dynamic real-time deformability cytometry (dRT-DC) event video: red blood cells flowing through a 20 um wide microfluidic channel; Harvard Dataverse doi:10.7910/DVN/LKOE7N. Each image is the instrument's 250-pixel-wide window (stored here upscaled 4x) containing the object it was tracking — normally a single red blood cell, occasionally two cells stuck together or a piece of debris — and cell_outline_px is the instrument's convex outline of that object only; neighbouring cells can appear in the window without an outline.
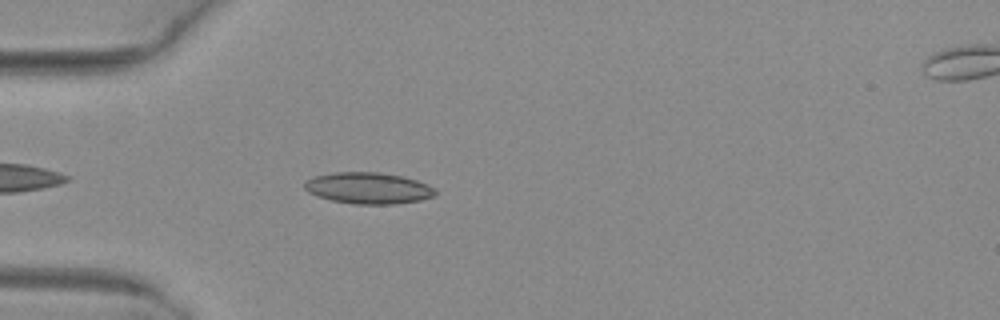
{"species": "common noctule bat (a hibernating species)", "species_latin": "Nyctalus noctula", "temperature_condition": "warm", "stored_images_in_passage": 39, "camera_frame_rate_fps": 3000, "um_per_image_px": 0.085, "animal": {"sex": "female", "body_mass_g": 29.2, "forearm_length_mm": 56.3}, "frame": {"image": 1, "passage_image": 4, "time_ms": 1.0, "image_size_px": [1000, 320], "cell_outline_px": [[436, 196], [420, 200], [396, 204], [352, 204], [332, 200], [316, 196], [308, 192], [304, 188], [304, 180], [316, 176], [336, 172], [380, 172], [404, 176], [428, 184], [436, 188]], "centroid_in_image_um": [31.33, 15.99], "position_along_channel_um": 53.7, "area_um2": 24.16}}
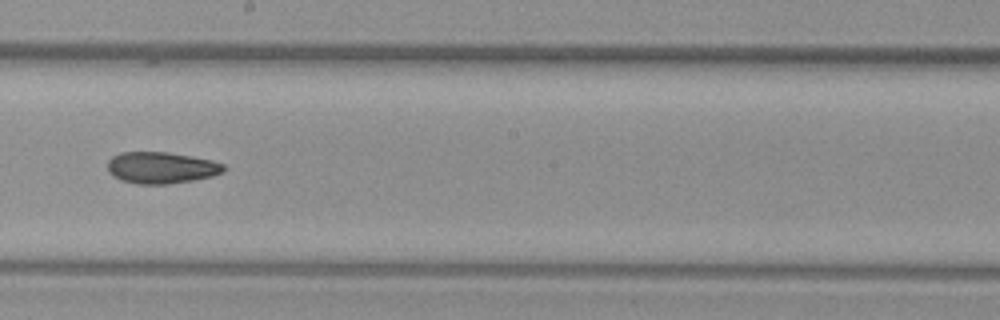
{"frame": {"image": 2, "passage_image": 18, "time_ms": 5.667, "image_size_px": [1000, 320], "cell_outline_px": [[228, 168], [224, 172], [212, 176], [192, 180], [168, 184], [136, 184], [120, 180], [112, 176], [108, 172], [108, 160], [112, 156], [120, 152], [168, 152], [192, 156], [212, 160], [224, 164]], "centroid_in_image_um": [13.71, 14.25], "position_along_channel_um": 234.5, "area_um2": 21.62}}
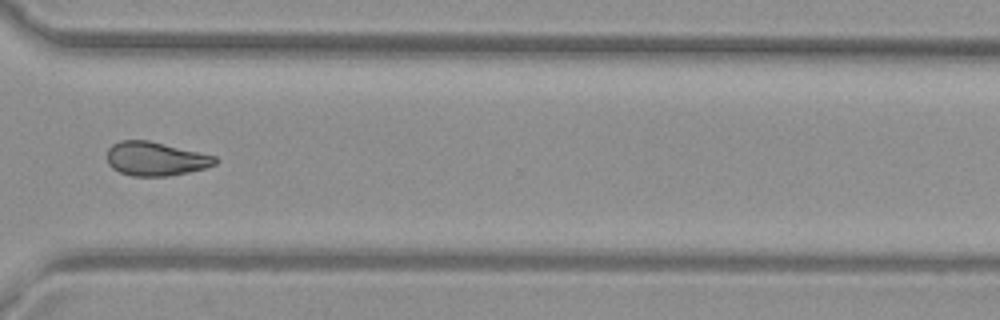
{"frame": {"image": 3, "passage_image": 27, "time_ms": 8.667, "image_size_px": [1000, 320], "cell_outline_px": [[220, 160], [216, 164], [204, 168], [188, 172], [168, 176], [132, 176], [120, 172], [112, 168], [108, 164], [108, 148], [112, 144], [120, 140], [148, 140], [216, 156]], "centroid_in_image_um": [13.23, 13.5], "position_along_channel_um": 357.4, "area_um2": 21.33}, "authors_computed_cell_mechanics": {"area_um2": 21.6172, "velocity_mm_per_s": 4.0898, "shape_relaxation_time_tau1_ms": null, "shape_relaxation_time_tau2_ms": 6.0879, "deformation_change_tau1": null, "deformation_change_tau2": 0.1244}}